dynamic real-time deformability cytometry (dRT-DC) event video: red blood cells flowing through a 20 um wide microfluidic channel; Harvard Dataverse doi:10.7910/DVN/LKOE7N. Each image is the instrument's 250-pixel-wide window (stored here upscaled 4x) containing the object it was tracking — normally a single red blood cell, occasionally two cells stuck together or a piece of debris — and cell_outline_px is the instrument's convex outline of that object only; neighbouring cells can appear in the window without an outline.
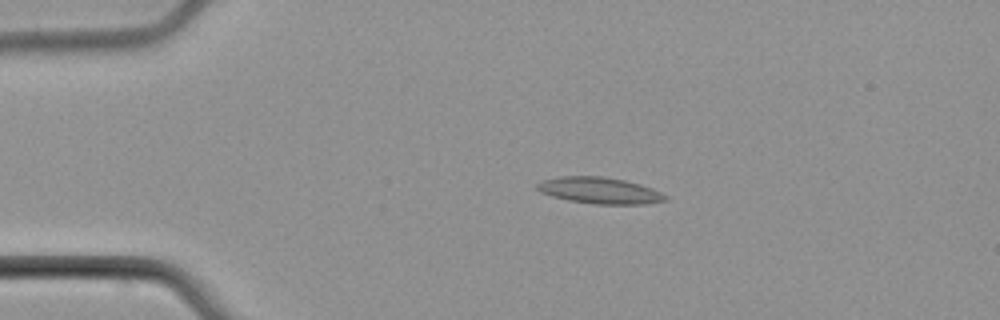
{"species": "common noctule bat (a hibernating species)", "species_latin": "Nyctalus noctula", "temperature_condition": "cold", "stored_images_in_passage": 5, "camera_frame_rate_fps": 3000, "um_per_image_px": 0.085, "animal": {"sex": "male", "body_mass_g": 21.5, "forearm_length_mm": 52.0}, "frame": {"image": 1, "passage_image": 3, "time_ms": 2.333, "image_size_px": [1000, 320], "cell_outline_px": [[668, 200], [644, 204], [596, 204], [568, 200], [552, 196], [540, 192], [536, 188], [536, 184], [544, 180], [560, 176], [604, 176], [624, 180], [640, 184], [652, 188], [668, 196]], "centroid_in_image_um": [50.98, 16.19], "position_along_channel_um": 34.0, "area_um2": 19.71}}
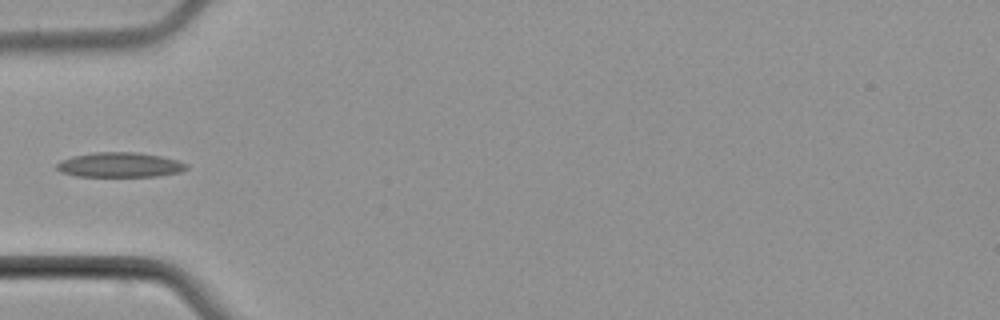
{"frame": {"image": 2, "passage_image": 5, "time_ms": 4.667, "image_size_px": [1000, 320], "cell_outline_px": [[188, 168], [180, 172], [156, 176], [76, 176], [60, 172], [56, 168], [56, 164], [60, 160], [72, 156], [92, 152], [136, 152], [160, 156], [176, 160], [188, 164]], "centroid_in_image_um": [10.15, 14.01], "position_along_channel_um": 74.9, "area_um2": 18.79}}